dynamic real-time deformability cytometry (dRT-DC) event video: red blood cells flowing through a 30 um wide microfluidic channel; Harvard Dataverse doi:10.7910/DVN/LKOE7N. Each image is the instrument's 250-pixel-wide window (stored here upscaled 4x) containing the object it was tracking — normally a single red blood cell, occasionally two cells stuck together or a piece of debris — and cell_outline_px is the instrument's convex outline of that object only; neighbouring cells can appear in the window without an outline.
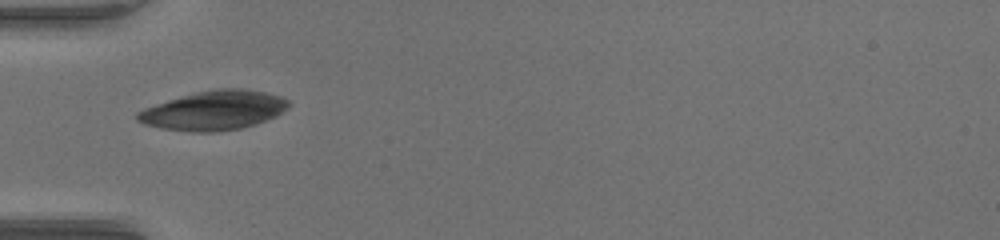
{"species": "common noctule bat (a hibernating species)", "species_latin": "Nyctalus noctula", "temperature_condition": "warm", "stored_images_in_passage": 4, "camera_frame_rate_fps": 3000, "um_per_image_px": 0.085, "animal": {"sex": "female", "body_mass_g": 17.0, "forearm_length_mm": 48.0}, "frame": {"image": 1, "passage_image": 1, "time_ms": 0.0, "image_size_px": [1000, 240], "cell_outline_px": [[292, 104], [288, 108], [276, 116], [240, 128], [212, 132], [192, 132], [160, 128], [144, 124], [136, 120], [136, 112], [144, 108], [168, 100], [196, 92], [216, 88], [240, 88], [264, 92], [280, 96], [288, 100]], "centroid_in_image_um": [18.17, 9.38], "position_along_channel_um": 66.8, "area_um2": 34.39}}